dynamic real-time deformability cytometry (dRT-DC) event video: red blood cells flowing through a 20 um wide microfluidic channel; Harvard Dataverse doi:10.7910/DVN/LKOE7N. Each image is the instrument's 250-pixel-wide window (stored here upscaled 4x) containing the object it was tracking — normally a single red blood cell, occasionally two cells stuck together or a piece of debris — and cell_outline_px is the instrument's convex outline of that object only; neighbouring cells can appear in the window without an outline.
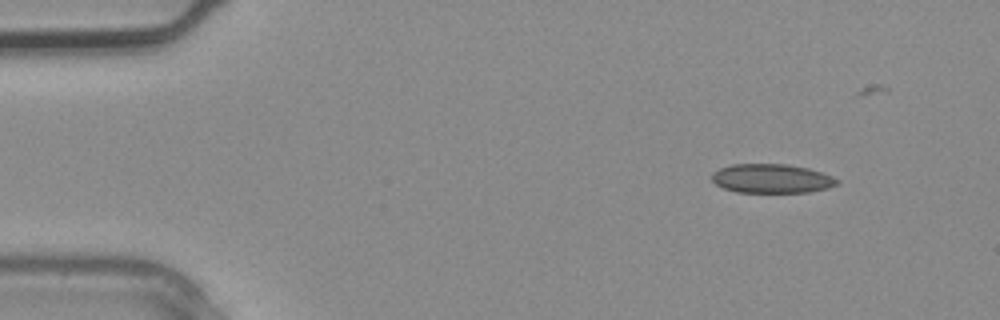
{"species": "common noctule bat (a hibernating species)", "species_latin": "Nyctalus noctula", "temperature_condition": "warm", "stored_images_in_passage": 2, "camera_frame_rate_fps": 3000, "um_per_image_px": 0.085, "animal": {"sex": "male", "body_mass_g": 20.4}, "frame": {"image": 1, "passage_image": 1, "time_ms": 0.0, "image_size_px": [1000, 320], "cell_outline_px": [[840, 184], [828, 188], [808, 192], [736, 192], [724, 188], [716, 184], [712, 180], [712, 172], [720, 168], [732, 164], [788, 164], [808, 168], [832, 176], [840, 180]], "centroid_in_image_um": [65.61, 15.17], "position_along_channel_um": 19.4, "area_um2": 21.27}}
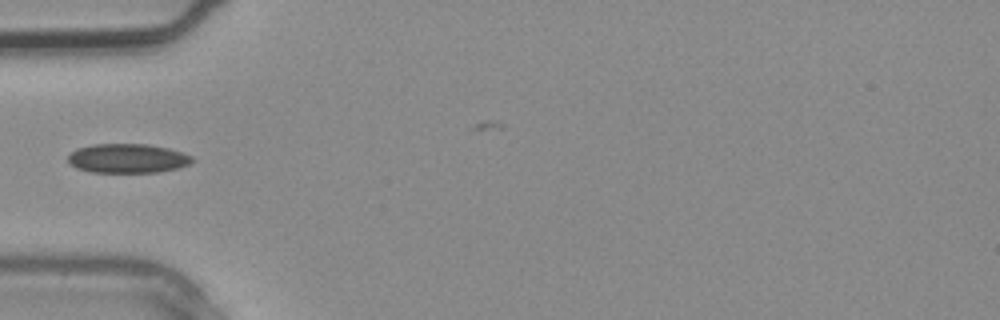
{"frame": {"image": 2, "passage_image": 2, "time_ms": 0.333, "image_size_px": [1000, 320], "cell_outline_px": [[196, 160], [188, 164], [176, 168], [156, 172], [92, 172], [76, 168], [68, 164], [68, 152], [76, 148], [92, 144], [148, 144], [168, 148], [192, 156]], "centroid_in_image_um": [10.78, 13.45], "position_along_channel_um": 74.2, "area_um2": 21.27}}